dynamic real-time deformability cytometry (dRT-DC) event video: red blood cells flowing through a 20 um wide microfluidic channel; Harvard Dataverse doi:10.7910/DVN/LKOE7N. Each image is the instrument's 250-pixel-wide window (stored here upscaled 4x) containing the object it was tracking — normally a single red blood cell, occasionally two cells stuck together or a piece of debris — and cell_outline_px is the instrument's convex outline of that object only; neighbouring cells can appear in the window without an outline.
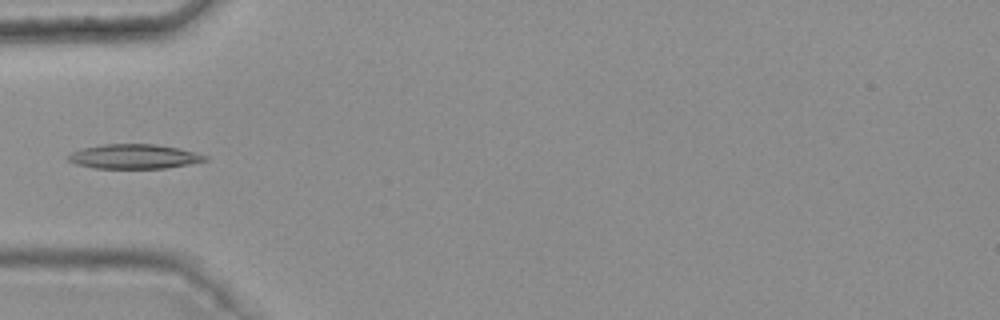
{"species": "common noctule bat (a hibernating species)", "species_latin": "Nyctalus noctula", "temperature_condition": "warm", "stored_images_in_passage": 5, "camera_frame_rate_fps": 3000, "um_per_image_px": 0.085, "animal": {"sex": "female", "body_mass_g": 25.1}, "frame": {"image": 1, "passage_image": 5, "time_ms": 1.333, "image_size_px": [1000, 320], "cell_outline_px": [[208, 160], [188, 164], [164, 168], [96, 168], [76, 164], [68, 160], [64, 156], [80, 148], [104, 144], [156, 144], [180, 148], [196, 152], [208, 156]], "centroid_in_image_um": [11.38, 13.29], "position_along_channel_um": 73.6, "area_um2": 19.65}}